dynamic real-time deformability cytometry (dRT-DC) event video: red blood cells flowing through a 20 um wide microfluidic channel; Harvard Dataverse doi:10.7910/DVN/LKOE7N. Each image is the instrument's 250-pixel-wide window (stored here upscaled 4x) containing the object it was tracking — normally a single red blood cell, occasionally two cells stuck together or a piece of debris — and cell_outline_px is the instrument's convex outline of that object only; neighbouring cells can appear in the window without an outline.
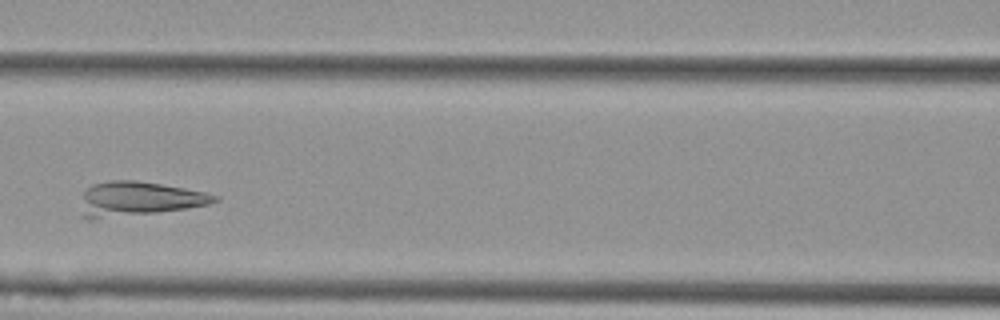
{"species": "Egyptian fruit bat (a non-hibernating species)", "species_latin": "Rousettus aegyptiacus", "temperature_condition": "cold", "stored_images_in_passage": 5, "camera_frame_rate_fps": 3000, "um_per_image_px": 0.085, "animal": {"sex": "female"}, "frame": {"image": 1, "passage_image": 5, "time_ms": 1.333, "image_size_px": [1000, 320], "cell_outline_px": [[220, 200], [208, 204], [184, 208], [156, 212], [96, 220], [84, 220], [84, 192], [92, 184], [112, 180], [136, 180], [184, 188], [204, 192], [220, 196]], "centroid_in_image_um": [11.78, 16.9], "position_along_channel_um": 154.8, "area_um2": 26.36}}